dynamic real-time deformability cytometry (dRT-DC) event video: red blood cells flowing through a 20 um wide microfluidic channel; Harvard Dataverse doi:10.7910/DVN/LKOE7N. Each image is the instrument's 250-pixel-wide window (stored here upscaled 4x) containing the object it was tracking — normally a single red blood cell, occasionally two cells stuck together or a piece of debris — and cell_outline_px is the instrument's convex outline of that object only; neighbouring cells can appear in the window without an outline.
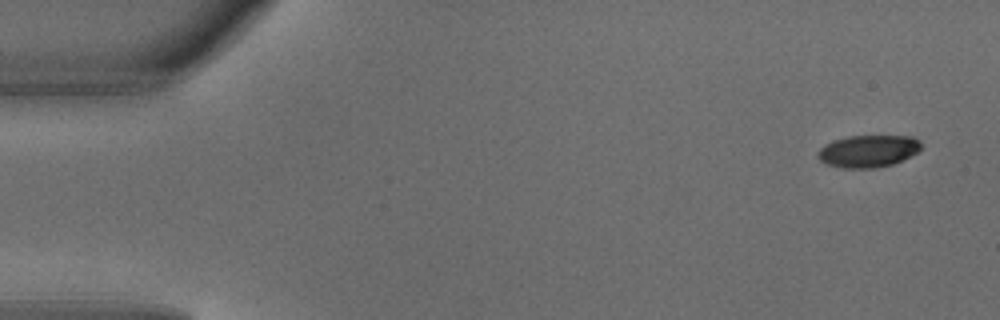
{"species": "common noctule bat (a hibernating species)", "species_latin": "Nyctalus noctula", "temperature_condition": "warm", "stored_images_in_passage": 3, "camera_frame_rate_fps": 3000, "um_per_image_px": 0.085, "animal": {"sex": "male", "body_mass_g": 18.8}, "frame": {"image": 1, "passage_image": 1, "time_ms": 0.0, "image_size_px": [1000, 320], "cell_outline_px": [[920, 148], [916, 152], [892, 164], [876, 168], [840, 168], [828, 164], [820, 160], [816, 156], [820, 148], [824, 144], [832, 140], [848, 136], [912, 136], [920, 140]], "centroid_in_image_um": [73.74, 12.84], "position_along_channel_um": 11.3, "area_um2": 19.31}}